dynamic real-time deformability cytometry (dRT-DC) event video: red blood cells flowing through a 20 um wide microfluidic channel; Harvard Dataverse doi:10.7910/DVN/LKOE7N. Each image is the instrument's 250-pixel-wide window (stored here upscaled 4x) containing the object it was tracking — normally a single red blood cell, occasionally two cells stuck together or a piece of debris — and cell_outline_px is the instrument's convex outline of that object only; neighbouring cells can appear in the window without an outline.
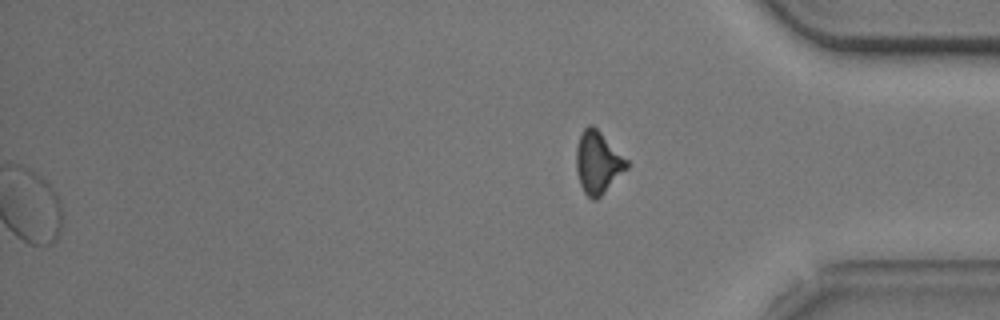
{"species": "common noctule bat (a hibernating species)", "species_latin": "Nyctalus noctula", "temperature_condition": "cold", "stored_images_in_passage": 54, "segment_of_instrument_passage": [2, 2], "camera_frame_rate_fps": 3000, "um_per_image_px": 0.085, "animal": {"sex": "male", "body_mass_g": 20.5, "forearm_length_mm": 52.5}, "frame": {"image": 1, "passage_image": 54, "time_ms": 17.667, "image_size_px": [1000, 320], "cell_outline_px": [[628, 168], [596, 200], [592, 200], [584, 192], [580, 184], [576, 168], [576, 148], [580, 136], [584, 128], [588, 124], [592, 124], [628, 160]], "centroid_in_image_um": [50.81, 13.81], "position_along_channel_um": 384.4, "area_um2": 18.09}}